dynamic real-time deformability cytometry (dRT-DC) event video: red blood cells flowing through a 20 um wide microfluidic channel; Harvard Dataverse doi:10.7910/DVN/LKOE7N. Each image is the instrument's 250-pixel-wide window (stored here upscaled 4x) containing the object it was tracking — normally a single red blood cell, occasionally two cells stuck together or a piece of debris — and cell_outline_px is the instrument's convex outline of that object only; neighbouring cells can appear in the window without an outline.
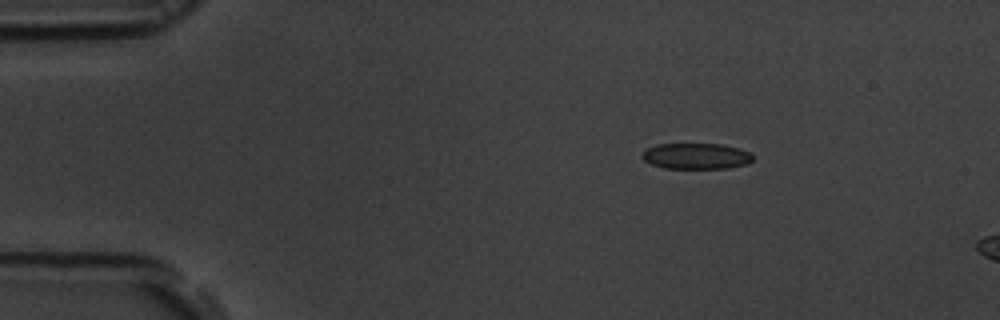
{"species": "common noctule bat (a hibernating species)", "species_latin": "Nyctalus noctula", "temperature_condition": "room temperature", "stored_images_in_passage": 13, "camera_frame_rate_fps": 3000, "um_per_image_px": 0.085, "animal": {"sex": "male", "body_mass_g": 19.5, "forearm_length_mm": 54.6}, "frame": {"image": 1, "passage_image": 8, "time_ms": 2.333, "image_size_px": [1000, 320], "cell_outline_px": [[752, 160], [748, 164], [728, 168], [664, 168], [652, 164], [644, 160], [640, 156], [648, 148], [656, 144], [720, 144], [740, 148], [752, 152]], "centroid_in_image_um": [59.21, 13.26], "position_along_channel_um": 25.8, "area_um2": 16.76}}